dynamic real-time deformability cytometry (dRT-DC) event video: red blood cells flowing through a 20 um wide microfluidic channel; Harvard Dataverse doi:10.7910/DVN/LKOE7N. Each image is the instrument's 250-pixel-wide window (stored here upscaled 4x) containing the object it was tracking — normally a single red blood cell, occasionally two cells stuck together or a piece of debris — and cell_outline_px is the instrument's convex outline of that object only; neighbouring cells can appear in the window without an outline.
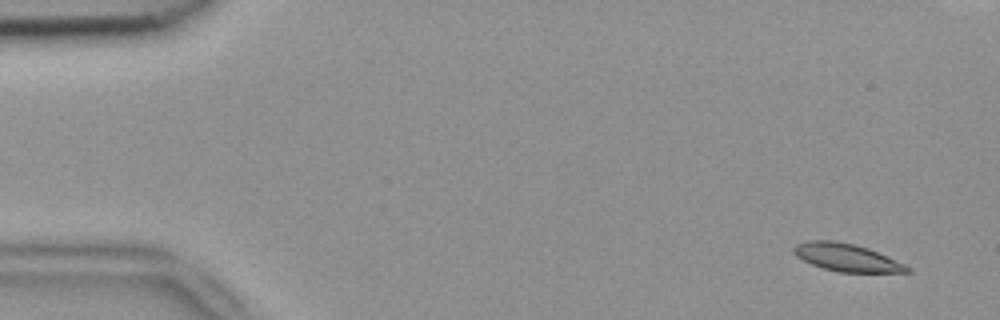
{"species": "common noctule bat (a hibernating species)", "species_latin": "Nyctalus noctula", "temperature_condition": "room temperature", "stored_images_in_passage": 9, "camera_frame_rate_fps": 3000, "um_per_image_px": 0.085, "animal": {"sex": "female", "body_mass_g": 18.4}, "frame": {"image": 1, "passage_image": 1, "time_ms": 0.0, "image_size_px": [1000, 320], "cell_outline_px": [[912, 272], [840, 272], [824, 268], [812, 264], [796, 256], [792, 252], [792, 248], [796, 244], [808, 240], [832, 240], [856, 244], [868, 248], [904, 264], [912, 268]], "centroid_in_image_um": [71.94, 21.87], "position_along_channel_um": 13.1, "area_um2": 18.21}}
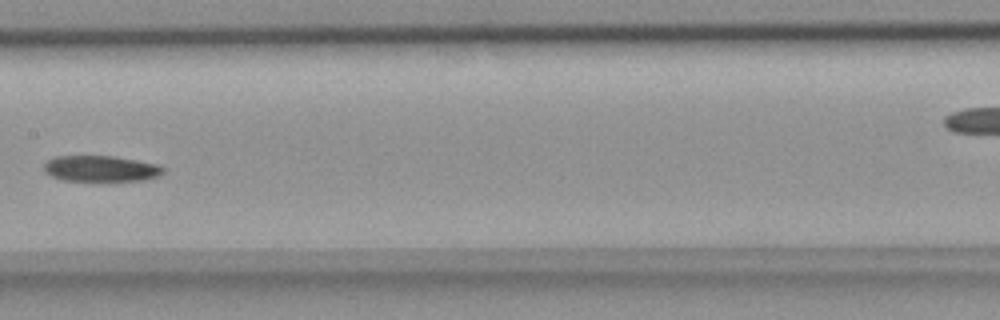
{"frame": {"image": 2, "passage_image": 8, "time_ms": 2.333, "image_size_px": [1000, 320], "cell_outline_px": [[164, 172], [160, 176], [144, 180], [64, 180], [52, 176], [44, 172], [44, 160], [52, 156], [112, 156], [156, 164], [164, 168]], "centroid_in_image_um": [8.52, 14.32], "position_along_channel_um": 198.9, "area_um2": 17.92}}